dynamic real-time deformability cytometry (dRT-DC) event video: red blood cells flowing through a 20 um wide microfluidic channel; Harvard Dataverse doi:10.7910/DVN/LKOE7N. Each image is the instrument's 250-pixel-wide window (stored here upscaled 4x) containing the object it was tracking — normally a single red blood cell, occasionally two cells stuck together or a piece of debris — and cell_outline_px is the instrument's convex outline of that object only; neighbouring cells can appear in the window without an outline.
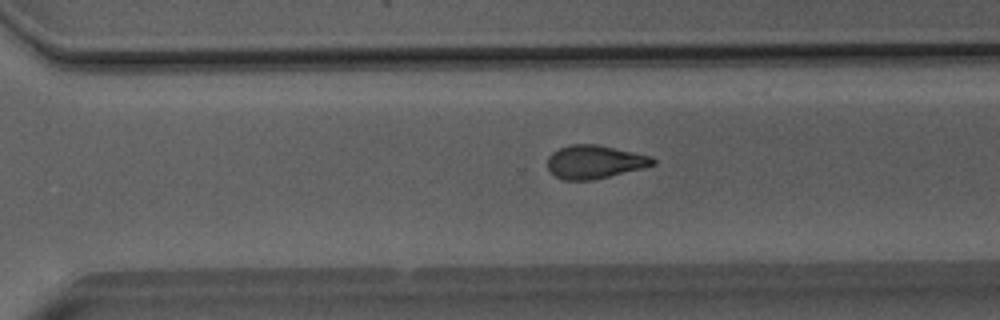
{"species": "Egyptian fruit bat (a non-hibernating species)", "species_latin": "Rousettus aegyptiacus", "temperature_condition": "room temperature", "stored_images_in_passage": 37, "camera_frame_rate_fps": 3000, "um_per_image_px": 0.085, "animal": {"sex": "male"}, "frame": {"image": 1, "passage_image": 22, "time_ms": 7.0, "image_size_px": [1000, 320], "cell_outline_px": [[656, 164], [592, 180], [564, 180], [556, 176], [548, 168], [548, 156], [552, 152], [560, 148], [572, 144], [596, 144], [652, 156], [656, 160]], "centroid_in_image_um": [50.53, 13.75], "position_along_channel_um": 320.1, "area_um2": 20.17}}
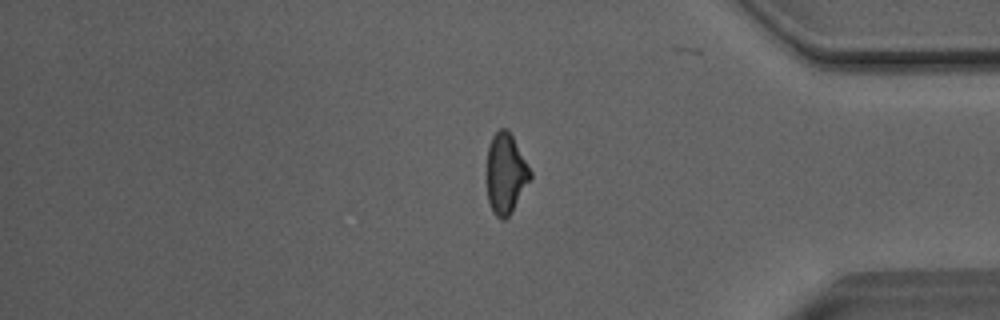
{"frame": {"image": 2, "passage_image": 29, "time_ms": 9.333, "image_size_px": [1000, 320], "cell_outline_px": [[532, 176], [512, 212], [504, 220], [500, 220], [492, 212], [488, 200], [488, 144], [492, 136], [500, 128], [508, 128], [532, 172]], "centroid_in_image_um": [42.99, 14.75], "position_along_channel_um": 392.2, "area_um2": 20.23}}
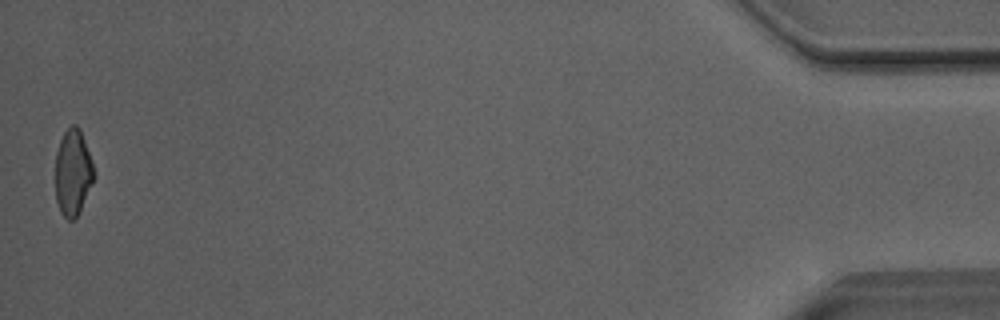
{"frame": {"image": 3, "passage_image": 37, "time_ms": 12.0, "image_size_px": [1000, 320], "cell_outline_px": [[96, 176], [80, 212], [72, 220], [68, 220], [60, 212], [56, 200], [56, 152], [60, 140], [64, 132], [72, 124], [76, 124], [80, 128], [92, 160], [96, 172]], "centroid_in_image_um": [6.22, 14.66], "position_along_channel_um": 429.0, "area_um2": 19.65}, "authors_computed_cell_mechanics": {"area_um2": 20.8658, "velocity_mm_per_s": 4.0614, "shape_relaxation_time_tau1_ms": 6.3858, "shape_relaxation_time_tau2_ms": 3.2548, "deformation_change_tau1": 0.1843, "deformation_change_tau2": 0.1019}}